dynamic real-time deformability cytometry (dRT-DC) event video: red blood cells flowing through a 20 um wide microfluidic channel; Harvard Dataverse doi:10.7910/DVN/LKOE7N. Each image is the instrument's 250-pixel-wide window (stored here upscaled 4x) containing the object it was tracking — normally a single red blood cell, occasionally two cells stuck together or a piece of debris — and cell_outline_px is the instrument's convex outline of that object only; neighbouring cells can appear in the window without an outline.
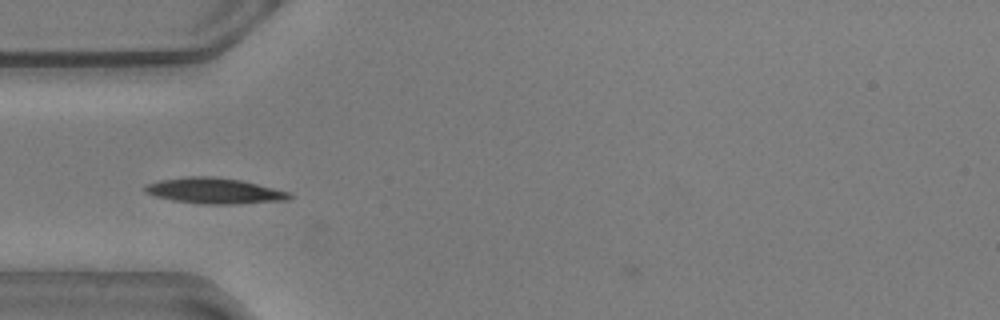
{"species": "common noctule bat (a hibernating species)", "species_latin": "Nyctalus noctula", "temperature_condition": "warm", "stored_images_in_passage": 32, "camera_frame_rate_fps": 3000, "um_per_image_px": 0.085, "animal": {"sex": "male", "body_mass_g": 20.5, "forearm_length_mm": 52.5}, "frame": {"image": 1, "passage_image": 4, "time_ms": 1.0, "image_size_px": [1000, 320], "cell_outline_px": [[292, 196], [288, 200], [232, 204], [204, 204], [172, 200], [156, 196], [144, 192], [144, 184], [160, 180], [188, 176], [212, 176], [240, 180], [292, 192]], "centroid_in_image_um": [18.22, 16.21], "position_along_channel_um": 66.8, "area_um2": 21.68}}
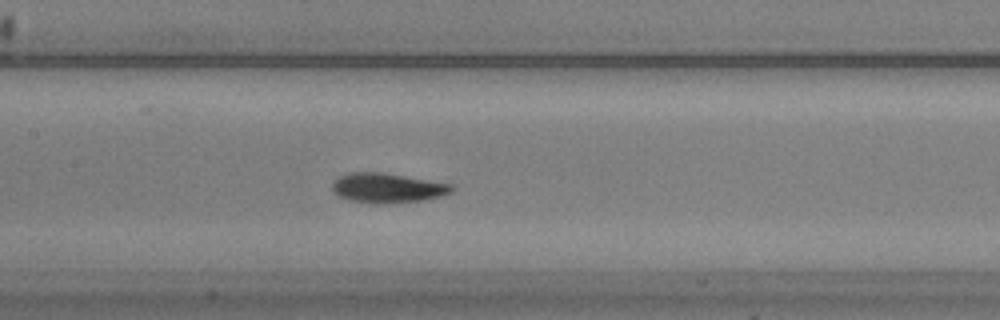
{"frame": {"image": 2, "passage_image": 13, "time_ms": 4.0, "image_size_px": [1000, 320], "cell_outline_px": [[456, 188], [452, 192], [440, 196], [424, 200], [384, 204], [372, 204], [348, 200], [336, 196], [332, 192], [332, 184], [340, 176], [348, 172], [380, 172], [452, 184]], "centroid_in_image_um": [32.9, 15.99], "position_along_channel_um": 174.5, "area_um2": 20.87}}
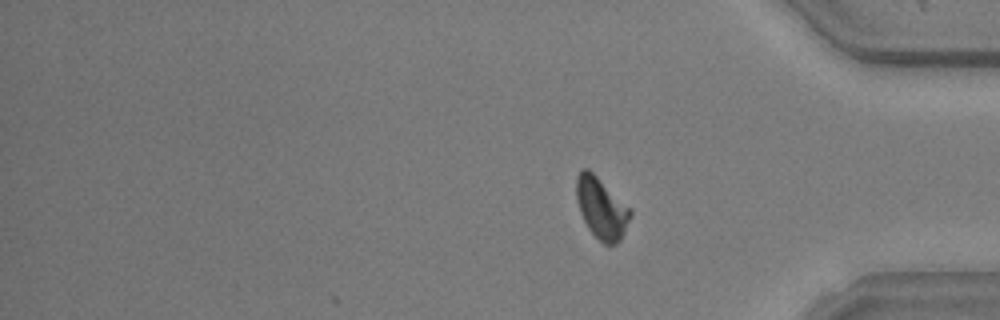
{"frame": {"image": 3, "passage_image": 32, "time_ms": 10.333, "image_size_px": [1000, 320], "cell_outline_px": [[632, 216], [620, 240], [616, 244], [604, 244], [588, 228], [580, 212], [576, 200], [576, 176], [584, 168], [588, 168], [632, 208]], "centroid_in_image_um": [51.14, 17.67], "position_along_channel_um": 384.1, "area_um2": 19.31}, "authors_computed_cell_mechanics": {"area_um2": 19.8832, "velocity_mm_per_s": 3.5561, "shape_relaxation_time_tau1_ms": 3.0203, "shape_relaxation_time_tau2_ms": 1.2556, "deformation_change_tau1": 0.1473, "deformation_change_tau2": 0.0568}}